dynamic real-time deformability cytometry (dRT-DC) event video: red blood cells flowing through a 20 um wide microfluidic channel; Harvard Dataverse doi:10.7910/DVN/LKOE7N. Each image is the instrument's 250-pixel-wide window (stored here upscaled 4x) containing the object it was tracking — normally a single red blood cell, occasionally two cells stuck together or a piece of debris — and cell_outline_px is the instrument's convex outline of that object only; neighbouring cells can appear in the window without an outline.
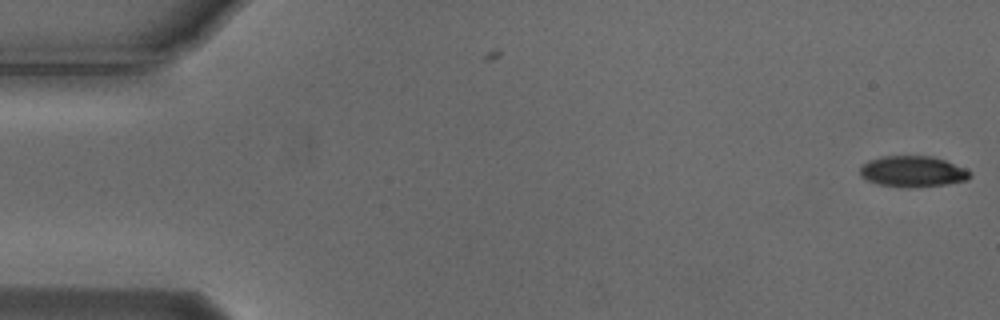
{"species": "Egyptian fruit bat (a non-hibernating species)", "species_latin": "Rousettus aegyptiacus", "temperature_condition": "cold", "stored_images_in_passage": 4, "camera_frame_rate_fps": 3000, "um_per_image_px": 0.085, "animal": {"sex": "male"}, "frame": {"image": 1, "passage_image": 4, "time_ms": 1.0, "image_size_px": [1000, 320], "cell_outline_px": [[972, 176], [968, 180], [948, 184], [916, 188], [904, 188], [876, 184], [860, 176], [860, 168], [868, 160], [884, 156], [932, 156], [944, 160], [964, 168], [972, 172]], "centroid_in_image_um": [77.59, 14.6], "position_along_channel_um": 7.4, "area_um2": 20.11}}